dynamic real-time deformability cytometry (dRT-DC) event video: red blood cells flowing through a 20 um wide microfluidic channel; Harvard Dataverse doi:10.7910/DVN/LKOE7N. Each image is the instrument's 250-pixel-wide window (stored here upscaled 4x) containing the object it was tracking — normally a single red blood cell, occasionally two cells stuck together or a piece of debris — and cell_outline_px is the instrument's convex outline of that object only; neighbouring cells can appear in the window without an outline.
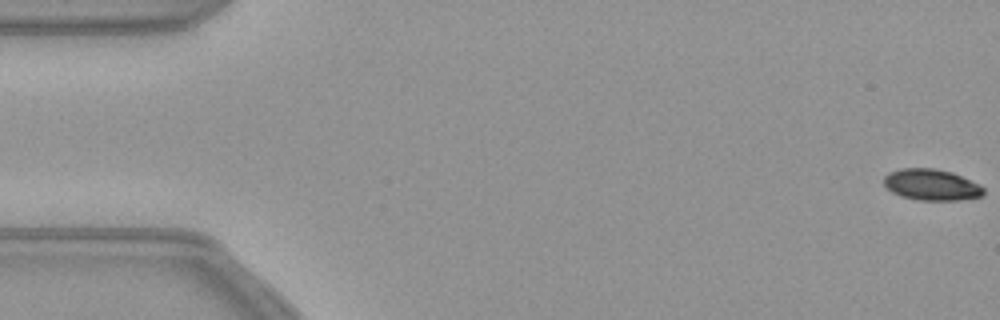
{"species": "common noctule bat (a hibernating species)", "species_latin": "Nyctalus noctula", "temperature_condition": "warm", "stored_images_in_passage": 56, "camera_frame_rate_fps": 3000, "um_per_image_px": 0.085, "animal": {"sex": "female", "body_mass_g": 21.9}, "frame": {"image": 1, "passage_image": 1, "time_ms": 0.0, "image_size_px": [1000, 320], "cell_outline_px": [[984, 196], [956, 200], [916, 200], [900, 196], [892, 192], [884, 184], [884, 176], [888, 172], [900, 168], [936, 168], [952, 172], [980, 184], [984, 188]], "centroid_in_image_um": [79.17, 15.7], "position_along_channel_um": 5.8, "area_um2": 18.32}}
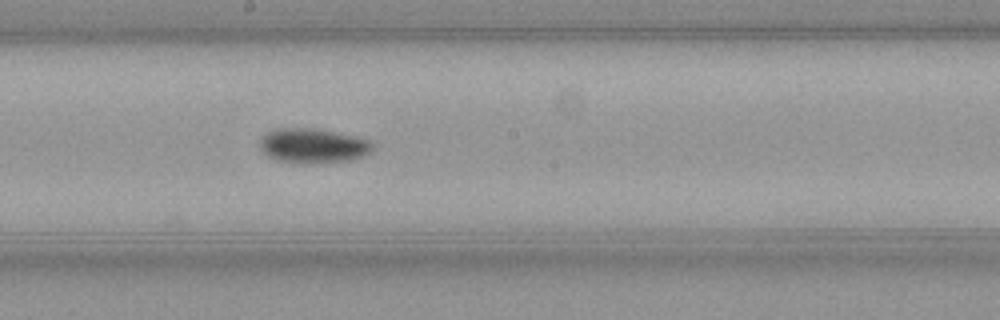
{"frame": {"image": 2, "passage_image": 30, "time_ms": 9.667, "image_size_px": [1000, 320], "cell_outline_px": [[376, 148], [372, 152], [364, 156], [348, 160], [316, 164], [292, 164], [276, 160], [260, 152], [260, 140], [268, 132], [280, 128], [316, 128], [356, 136], [368, 140]], "centroid_in_image_um": [26.61, 12.41], "position_along_channel_um": 221.6, "area_um2": 23.29}}
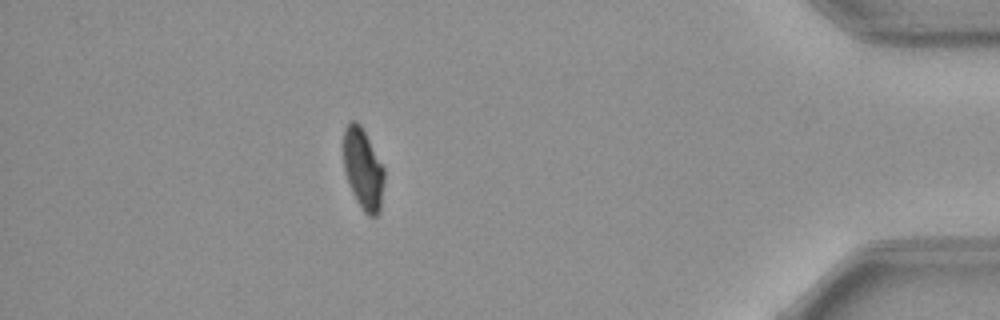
{"frame": {"image": 3, "passage_image": 49, "time_ms": 16.0, "image_size_px": [1000, 320], "cell_outline_px": [[384, 180], [380, 212], [376, 216], [368, 216], [364, 212], [356, 200], [352, 192], [344, 168], [344, 128], [352, 120], [356, 120], [360, 124], [384, 168]], "centroid_in_image_um": [30.87, 14.38], "position_along_channel_um": 404.3, "area_um2": 19.02}}